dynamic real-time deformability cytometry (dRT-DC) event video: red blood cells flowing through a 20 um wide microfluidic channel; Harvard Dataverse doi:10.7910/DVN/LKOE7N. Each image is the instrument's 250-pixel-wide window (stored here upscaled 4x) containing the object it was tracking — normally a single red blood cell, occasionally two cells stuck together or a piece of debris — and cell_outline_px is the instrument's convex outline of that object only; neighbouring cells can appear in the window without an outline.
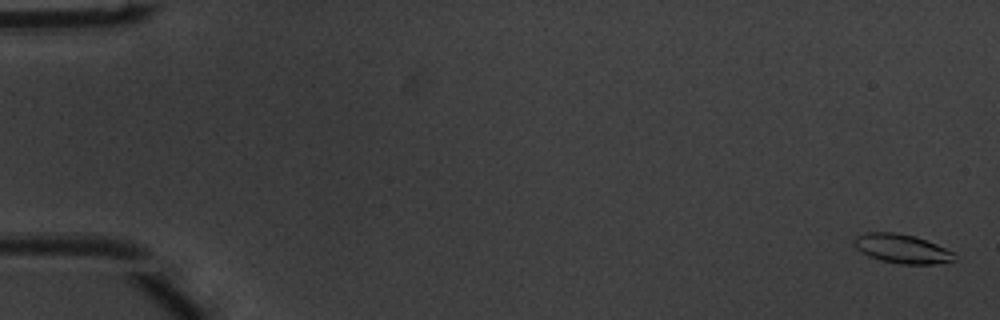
{"species": "common noctule bat (a hibernating species)", "species_latin": "Nyctalus noctula", "temperature_condition": "warm", "stored_images_in_passage": 52, "camera_frame_rate_fps": 3000, "um_per_image_px": 0.085, "animal": {"sex": "male", "body_mass_g": 20.1, "forearm_length_mm": 53.5}, "frame": {"image": 1, "passage_image": 2, "time_ms": 0.333, "image_size_px": [1000, 320], "cell_outline_px": [[956, 260], [932, 264], [900, 264], [880, 260], [868, 256], [860, 252], [856, 248], [852, 240], [856, 236], [864, 232], [896, 232], [916, 236], [936, 244], [952, 252]], "centroid_in_image_um": [76.6, 21.13], "position_along_channel_um": 8.4, "area_um2": 17.05}}
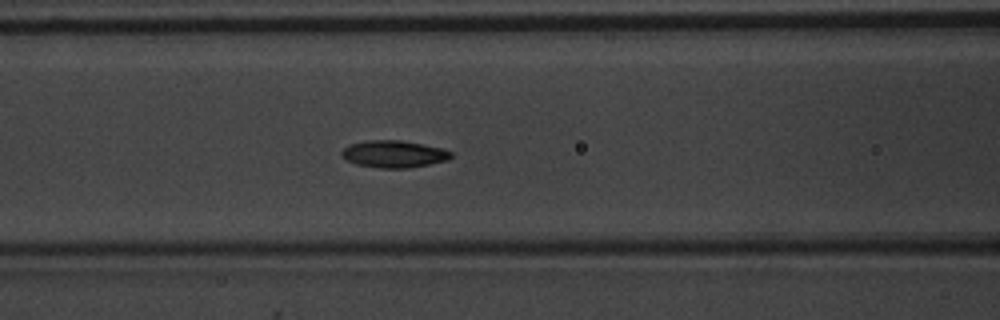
{"frame": {"image": 2, "passage_image": 23, "time_ms": 7.333, "image_size_px": [1000, 320], "cell_outline_px": [[452, 156], [448, 160], [408, 168], [380, 168], [356, 164], [344, 160], [340, 156], [340, 152], [348, 144], [368, 140], [400, 140], [444, 148], [452, 152]], "centroid_in_image_um": [33.44, 13.09], "position_along_channel_um": 133.2, "area_um2": 17.46}}
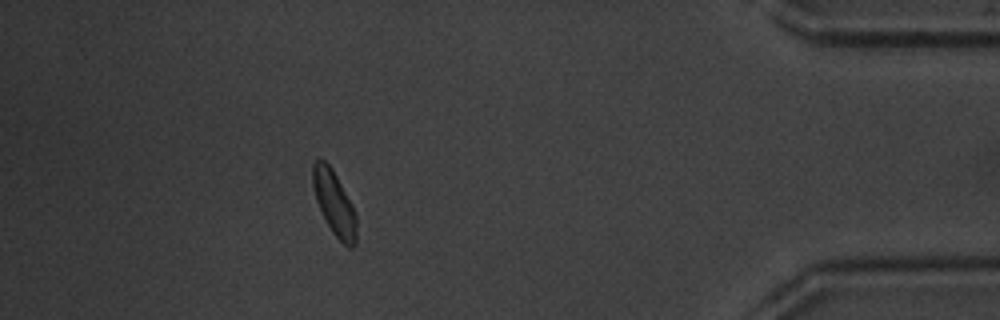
{"frame": {"image": 3, "passage_image": 47, "time_ms": 15.333, "image_size_px": [1000, 320], "cell_outline_px": [[356, 244], [352, 248], [348, 248], [332, 232], [316, 200], [312, 184], [312, 164], [320, 156], [332, 168], [352, 204], [356, 212]], "centroid_in_image_um": [28.41, 17.24], "position_along_channel_um": 406.8, "area_um2": 16.36}, "authors_computed_cell_mechanics": {"area_um2": 16.7042, "velocity_mm_per_s": 3.9919, "shape_relaxation_time_tau1_ms": 2.0246, "shape_relaxation_time_tau2_ms": 7.8878, "deformation_change_tau1": 0.1025, "deformation_change_tau2": 0.108}}